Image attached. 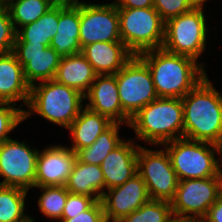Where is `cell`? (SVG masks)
Masks as SVG:
<instances>
[{
    "label": "cell",
    "instance_id": "cell-10",
    "mask_svg": "<svg viewBox=\"0 0 222 222\" xmlns=\"http://www.w3.org/2000/svg\"><path fill=\"white\" fill-rule=\"evenodd\" d=\"M137 173L145 182L151 200L171 202L175 196L179 179L164 147L152 150L139 145Z\"/></svg>",
    "mask_w": 222,
    "mask_h": 222
},
{
    "label": "cell",
    "instance_id": "cell-15",
    "mask_svg": "<svg viewBox=\"0 0 222 222\" xmlns=\"http://www.w3.org/2000/svg\"><path fill=\"white\" fill-rule=\"evenodd\" d=\"M76 160V153L66 145H52L39 150L35 187L65 186Z\"/></svg>",
    "mask_w": 222,
    "mask_h": 222
},
{
    "label": "cell",
    "instance_id": "cell-7",
    "mask_svg": "<svg viewBox=\"0 0 222 222\" xmlns=\"http://www.w3.org/2000/svg\"><path fill=\"white\" fill-rule=\"evenodd\" d=\"M117 10L121 41L133 55L162 48L165 22L154 7Z\"/></svg>",
    "mask_w": 222,
    "mask_h": 222
},
{
    "label": "cell",
    "instance_id": "cell-11",
    "mask_svg": "<svg viewBox=\"0 0 222 222\" xmlns=\"http://www.w3.org/2000/svg\"><path fill=\"white\" fill-rule=\"evenodd\" d=\"M39 150L26 141L12 138L0 144V182L2 186L19 187L29 191L35 187L36 162Z\"/></svg>",
    "mask_w": 222,
    "mask_h": 222
},
{
    "label": "cell",
    "instance_id": "cell-26",
    "mask_svg": "<svg viewBox=\"0 0 222 222\" xmlns=\"http://www.w3.org/2000/svg\"><path fill=\"white\" fill-rule=\"evenodd\" d=\"M28 191L0 185V222H31L25 213Z\"/></svg>",
    "mask_w": 222,
    "mask_h": 222
},
{
    "label": "cell",
    "instance_id": "cell-9",
    "mask_svg": "<svg viewBox=\"0 0 222 222\" xmlns=\"http://www.w3.org/2000/svg\"><path fill=\"white\" fill-rule=\"evenodd\" d=\"M115 77L122 110L130 119L159 98L150 70L138 55H134Z\"/></svg>",
    "mask_w": 222,
    "mask_h": 222
},
{
    "label": "cell",
    "instance_id": "cell-28",
    "mask_svg": "<svg viewBox=\"0 0 222 222\" xmlns=\"http://www.w3.org/2000/svg\"><path fill=\"white\" fill-rule=\"evenodd\" d=\"M42 190L38 198V208L48 219L60 221L67 201L68 190L65 186H43L33 189Z\"/></svg>",
    "mask_w": 222,
    "mask_h": 222
},
{
    "label": "cell",
    "instance_id": "cell-25",
    "mask_svg": "<svg viewBox=\"0 0 222 222\" xmlns=\"http://www.w3.org/2000/svg\"><path fill=\"white\" fill-rule=\"evenodd\" d=\"M120 123H112L104 130L91 146L76 152L77 160L85 164L101 165L107 155L124 139L119 135Z\"/></svg>",
    "mask_w": 222,
    "mask_h": 222
},
{
    "label": "cell",
    "instance_id": "cell-32",
    "mask_svg": "<svg viewBox=\"0 0 222 222\" xmlns=\"http://www.w3.org/2000/svg\"><path fill=\"white\" fill-rule=\"evenodd\" d=\"M16 30L10 17L8 8L0 10V54L13 51L16 40Z\"/></svg>",
    "mask_w": 222,
    "mask_h": 222
},
{
    "label": "cell",
    "instance_id": "cell-5",
    "mask_svg": "<svg viewBox=\"0 0 222 222\" xmlns=\"http://www.w3.org/2000/svg\"><path fill=\"white\" fill-rule=\"evenodd\" d=\"M180 180L219 176L221 157L218 145L178 138L161 145Z\"/></svg>",
    "mask_w": 222,
    "mask_h": 222
},
{
    "label": "cell",
    "instance_id": "cell-6",
    "mask_svg": "<svg viewBox=\"0 0 222 222\" xmlns=\"http://www.w3.org/2000/svg\"><path fill=\"white\" fill-rule=\"evenodd\" d=\"M205 3L200 1L187 13L165 22L162 48L199 61L200 55L205 52L209 32L203 8Z\"/></svg>",
    "mask_w": 222,
    "mask_h": 222
},
{
    "label": "cell",
    "instance_id": "cell-22",
    "mask_svg": "<svg viewBox=\"0 0 222 222\" xmlns=\"http://www.w3.org/2000/svg\"><path fill=\"white\" fill-rule=\"evenodd\" d=\"M113 122L100 113L83 107L79 115L67 129L71 136V147L75 153L82 148L91 146L98 136Z\"/></svg>",
    "mask_w": 222,
    "mask_h": 222
},
{
    "label": "cell",
    "instance_id": "cell-41",
    "mask_svg": "<svg viewBox=\"0 0 222 222\" xmlns=\"http://www.w3.org/2000/svg\"><path fill=\"white\" fill-rule=\"evenodd\" d=\"M30 220H31V222H36V221L34 220V218H32V216H30Z\"/></svg>",
    "mask_w": 222,
    "mask_h": 222
},
{
    "label": "cell",
    "instance_id": "cell-2",
    "mask_svg": "<svg viewBox=\"0 0 222 222\" xmlns=\"http://www.w3.org/2000/svg\"><path fill=\"white\" fill-rule=\"evenodd\" d=\"M183 137L219 145L222 140V94L208 75L183 98Z\"/></svg>",
    "mask_w": 222,
    "mask_h": 222
},
{
    "label": "cell",
    "instance_id": "cell-33",
    "mask_svg": "<svg viewBox=\"0 0 222 222\" xmlns=\"http://www.w3.org/2000/svg\"><path fill=\"white\" fill-rule=\"evenodd\" d=\"M96 200L87 195L68 192L61 219H70V215H77L89 209Z\"/></svg>",
    "mask_w": 222,
    "mask_h": 222
},
{
    "label": "cell",
    "instance_id": "cell-29",
    "mask_svg": "<svg viewBox=\"0 0 222 222\" xmlns=\"http://www.w3.org/2000/svg\"><path fill=\"white\" fill-rule=\"evenodd\" d=\"M174 219L170 202L150 199L118 222H172Z\"/></svg>",
    "mask_w": 222,
    "mask_h": 222
},
{
    "label": "cell",
    "instance_id": "cell-20",
    "mask_svg": "<svg viewBox=\"0 0 222 222\" xmlns=\"http://www.w3.org/2000/svg\"><path fill=\"white\" fill-rule=\"evenodd\" d=\"M81 53L97 75L116 74L134 56L123 42L92 43Z\"/></svg>",
    "mask_w": 222,
    "mask_h": 222
},
{
    "label": "cell",
    "instance_id": "cell-14",
    "mask_svg": "<svg viewBox=\"0 0 222 222\" xmlns=\"http://www.w3.org/2000/svg\"><path fill=\"white\" fill-rule=\"evenodd\" d=\"M101 202L107 222H118L150 200L146 184L137 173L124 184L105 190Z\"/></svg>",
    "mask_w": 222,
    "mask_h": 222
},
{
    "label": "cell",
    "instance_id": "cell-13",
    "mask_svg": "<svg viewBox=\"0 0 222 222\" xmlns=\"http://www.w3.org/2000/svg\"><path fill=\"white\" fill-rule=\"evenodd\" d=\"M12 53L22 65L30 86L39 81L54 80L62 58L52 47L36 43H14Z\"/></svg>",
    "mask_w": 222,
    "mask_h": 222
},
{
    "label": "cell",
    "instance_id": "cell-35",
    "mask_svg": "<svg viewBox=\"0 0 222 222\" xmlns=\"http://www.w3.org/2000/svg\"><path fill=\"white\" fill-rule=\"evenodd\" d=\"M201 222H222V195L217 197L216 202L208 209L206 216Z\"/></svg>",
    "mask_w": 222,
    "mask_h": 222
},
{
    "label": "cell",
    "instance_id": "cell-30",
    "mask_svg": "<svg viewBox=\"0 0 222 222\" xmlns=\"http://www.w3.org/2000/svg\"><path fill=\"white\" fill-rule=\"evenodd\" d=\"M24 122V109L8 102H0V144L10 139L8 134Z\"/></svg>",
    "mask_w": 222,
    "mask_h": 222
},
{
    "label": "cell",
    "instance_id": "cell-27",
    "mask_svg": "<svg viewBox=\"0 0 222 222\" xmlns=\"http://www.w3.org/2000/svg\"><path fill=\"white\" fill-rule=\"evenodd\" d=\"M56 3L55 0H10L7 8L17 31L20 27L38 20Z\"/></svg>",
    "mask_w": 222,
    "mask_h": 222
},
{
    "label": "cell",
    "instance_id": "cell-34",
    "mask_svg": "<svg viewBox=\"0 0 222 222\" xmlns=\"http://www.w3.org/2000/svg\"><path fill=\"white\" fill-rule=\"evenodd\" d=\"M59 222H107L103 204L96 201L89 209L77 215H70V219H61Z\"/></svg>",
    "mask_w": 222,
    "mask_h": 222
},
{
    "label": "cell",
    "instance_id": "cell-36",
    "mask_svg": "<svg viewBox=\"0 0 222 222\" xmlns=\"http://www.w3.org/2000/svg\"><path fill=\"white\" fill-rule=\"evenodd\" d=\"M117 8H149L153 7V0H114Z\"/></svg>",
    "mask_w": 222,
    "mask_h": 222
},
{
    "label": "cell",
    "instance_id": "cell-12",
    "mask_svg": "<svg viewBox=\"0 0 222 222\" xmlns=\"http://www.w3.org/2000/svg\"><path fill=\"white\" fill-rule=\"evenodd\" d=\"M79 42L82 49L96 42H122L119 15L114 2L93 4L80 1Z\"/></svg>",
    "mask_w": 222,
    "mask_h": 222
},
{
    "label": "cell",
    "instance_id": "cell-40",
    "mask_svg": "<svg viewBox=\"0 0 222 222\" xmlns=\"http://www.w3.org/2000/svg\"><path fill=\"white\" fill-rule=\"evenodd\" d=\"M218 147H219V152H220V156H221V160H222V140L219 143Z\"/></svg>",
    "mask_w": 222,
    "mask_h": 222
},
{
    "label": "cell",
    "instance_id": "cell-4",
    "mask_svg": "<svg viewBox=\"0 0 222 222\" xmlns=\"http://www.w3.org/2000/svg\"><path fill=\"white\" fill-rule=\"evenodd\" d=\"M83 101V94L55 80L39 82L31 86L24 120L37 114L46 121L68 129L84 107Z\"/></svg>",
    "mask_w": 222,
    "mask_h": 222
},
{
    "label": "cell",
    "instance_id": "cell-31",
    "mask_svg": "<svg viewBox=\"0 0 222 222\" xmlns=\"http://www.w3.org/2000/svg\"><path fill=\"white\" fill-rule=\"evenodd\" d=\"M199 2L200 0H153V7L160 14L161 19L166 22L187 13Z\"/></svg>",
    "mask_w": 222,
    "mask_h": 222
},
{
    "label": "cell",
    "instance_id": "cell-38",
    "mask_svg": "<svg viewBox=\"0 0 222 222\" xmlns=\"http://www.w3.org/2000/svg\"><path fill=\"white\" fill-rule=\"evenodd\" d=\"M58 3H79V0H55Z\"/></svg>",
    "mask_w": 222,
    "mask_h": 222
},
{
    "label": "cell",
    "instance_id": "cell-18",
    "mask_svg": "<svg viewBox=\"0 0 222 222\" xmlns=\"http://www.w3.org/2000/svg\"><path fill=\"white\" fill-rule=\"evenodd\" d=\"M31 86L25 79L22 65L16 56L10 52L0 54V102H8L27 106L30 98Z\"/></svg>",
    "mask_w": 222,
    "mask_h": 222
},
{
    "label": "cell",
    "instance_id": "cell-39",
    "mask_svg": "<svg viewBox=\"0 0 222 222\" xmlns=\"http://www.w3.org/2000/svg\"><path fill=\"white\" fill-rule=\"evenodd\" d=\"M7 8V2L5 0H0V10Z\"/></svg>",
    "mask_w": 222,
    "mask_h": 222
},
{
    "label": "cell",
    "instance_id": "cell-24",
    "mask_svg": "<svg viewBox=\"0 0 222 222\" xmlns=\"http://www.w3.org/2000/svg\"><path fill=\"white\" fill-rule=\"evenodd\" d=\"M59 22V3L35 22L20 27L16 32L15 43H36L50 46L52 38L57 33Z\"/></svg>",
    "mask_w": 222,
    "mask_h": 222
},
{
    "label": "cell",
    "instance_id": "cell-23",
    "mask_svg": "<svg viewBox=\"0 0 222 222\" xmlns=\"http://www.w3.org/2000/svg\"><path fill=\"white\" fill-rule=\"evenodd\" d=\"M65 187L71 193L87 195L96 201H100L105 192V181L101 166L85 164L76 160Z\"/></svg>",
    "mask_w": 222,
    "mask_h": 222
},
{
    "label": "cell",
    "instance_id": "cell-3",
    "mask_svg": "<svg viewBox=\"0 0 222 222\" xmlns=\"http://www.w3.org/2000/svg\"><path fill=\"white\" fill-rule=\"evenodd\" d=\"M183 103L181 98H157L140 109L130 120L136 138L146 144H162L183 138Z\"/></svg>",
    "mask_w": 222,
    "mask_h": 222
},
{
    "label": "cell",
    "instance_id": "cell-8",
    "mask_svg": "<svg viewBox=\"0 0 222 222\" xmlns=\"http://www.w3.org/2000/svg\"><path fill=\"white\" fill-rule=\"evenodd\" d=\"M220 191L219 176L180 180L170 202L174 218L180 222H201Z\"/></svg>",
    "mask_w": 222,
    "mask_h": 222
},
{
    "label": "cell",
    "instance_id": "cell-21",
    "mask_svg": "<svg viewBox=\"0 0 222 222\" xmlns=\"http://www.w3.org/2000/svg\"><path fill=\"white\" fill-rule=\"evenodd\" d=\"M96 76L92 65L80 52L61 58L54 80L79 91L85 96Z\"/></svg>",
    "mask_w": 222,
    "mask_h": 222
},
{
    "label": "cell",
    "instance_id": "cell-17",
    "mask_svg": "<svg viewBox=\"0 0 222 222\" xmlns=\"http://www.w3.org/2000/svg\"><path fill=\"white\" fill-rule=\"evenodd\" d=\"M139 145L131 137L123 140L101 163L105 190L124 184L137 174Z\"/></svg>",
    "mask_w": 222,
    "mask_h": 222
},
{
    "label": "cell",
    "instance_id": "cell-16",
    "mask_svg": "<svg viewBox=\"0 0 222 222\" xmlns=\"http://www.w3.org/2000/svg\"><path fill=\"white\" fill-rule=\"evenodd\" d=\"M84 98L85 102L88 100L85 106L90 110L113 123L129 126L131 119L122 110L115 74L97 75Z\"/></svg>",
    "mask_w": 222,
    "mask_h": 222
},
{
    "label": "cell",
    "instance_id": "cell-37",
    "mask_svg": "<svg viewBox=\"0 0 222 222\" xmlns=\"http://www.w3.org/2000/svg\"><path fill=\"white\" fill-rule=\"evenodd\" d=\"M222 160H221V162H220V170H219V177H220V193H221V195H222Z\"/></svg>",
    "mask_w": 222,
    "mask_h": 222
},
{
    "label": "cell",
    "instance_id": "cell-19",
    "mask_svg": "<svg viewBox=\"0 0 222 222\" xmlns=\"http://www.w3.org/2000/svg\"><path fill=\"white\" fill-rule=\"evenodd\" d=\"M80 31V2L59 3V22L52 47L60 57L78 54L82 51L79 42Z\"/></svg>",
    "mask_w": 222,
    "mask_h": 222
},
{
    "label": "cell",
    "instance_id": "cell-1",
    "mask_svg": "<svg viewBox=\"0 0 222 222\" xmlns=\"http://www.w3.org/2000/svg\"><path fill=\"white\" fill-rule=\"evenodd\" d=\"M148 66L159 98H183L207 76L203 63L164 48L138 55Z\"/></svg>",
    "mask_w": 222,
    "mask_h": 222
}]
</instances>
